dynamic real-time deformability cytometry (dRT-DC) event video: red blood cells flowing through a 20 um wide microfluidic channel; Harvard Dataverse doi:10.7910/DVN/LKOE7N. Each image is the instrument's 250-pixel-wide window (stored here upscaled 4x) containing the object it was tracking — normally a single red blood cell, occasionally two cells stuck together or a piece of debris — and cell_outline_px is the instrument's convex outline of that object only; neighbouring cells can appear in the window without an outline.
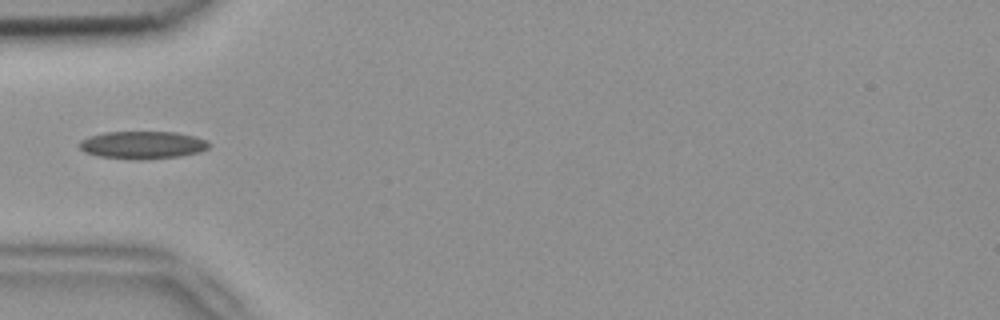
{"species": "common noctule bat (a hibernating species)", "species_latin": "Nyctalus noctula", "temperature_condition": "room temperature", "stored_images_in_passage": 3, "camera_frame_rate_fps": 3000, "um_per_image_px": 0.085, "animal": {"sex": "female", "body_mass_g": 18.4}, "frame": {"image": 1, "passage_image": 2, "time_ms": 0.333, "image_size_px": [1000, 320], "cell_outline_px": [[212, 144], [208, 148], [200, 152], [180, 156], [140, 160], [132, 160], [100, 156], [84, 152], [80, 148], [80, 140], [88, 136], [104, 132], [176, 132], [196, 136], [208, 140]], "centroid_in_image_um": [12.15, 12.32], "position_along_channel_um": 72.8, "area_um2": 21.15}}